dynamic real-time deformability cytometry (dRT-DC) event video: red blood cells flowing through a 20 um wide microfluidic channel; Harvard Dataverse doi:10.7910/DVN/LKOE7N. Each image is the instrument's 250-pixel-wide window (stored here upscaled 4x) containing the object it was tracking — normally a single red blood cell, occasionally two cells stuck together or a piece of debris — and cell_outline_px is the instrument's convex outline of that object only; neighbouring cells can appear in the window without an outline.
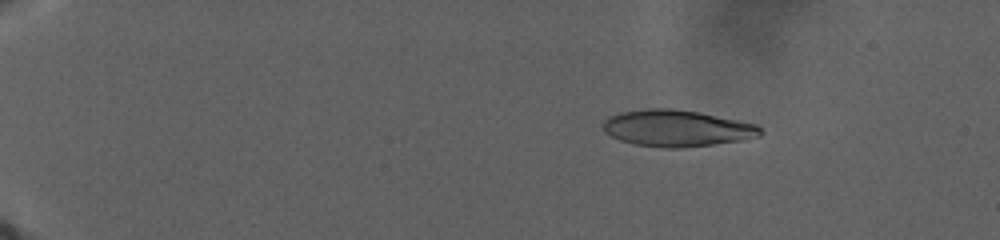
{"species": "human", "species_latin": "Homo sapiens", "temperature_condition": "warm", "stored_images_in_passage": 51, "camera_frame_rate_fps": 3000, "um_per_image_px": 0.085, "donor": {"sex": "male"}, "frame": {"image": 1, "passage_image": 9, "time_ms": 6.667, "image_size_px": [1000, 240], "cell_outline_px": [[764, 132], [760, 136], [740, 140], [712, 144], [680, 148], [664, 148], [636, 144], [620, 140], [604, 132], [604, 120], [608, 116], [620, 112], [648, 108], [672, 108], [696, 112], [740, 120], [756, 124]], "centroid_in_image_um": [57.53, 10.89], "position_along_channel_um": 27.5, "area_um2": 33.35}}
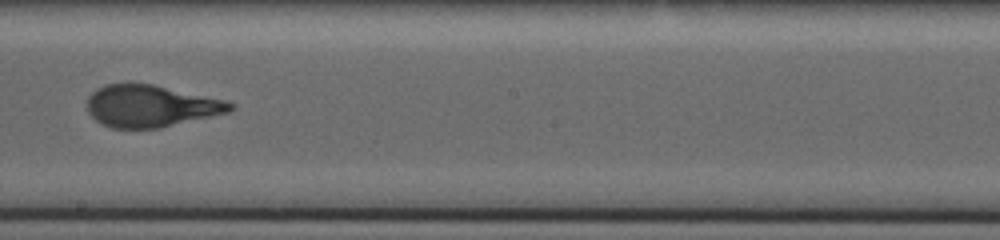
{"frame": {"image": 2, "passage_image": 32, "time_ms": 24.667, "image_size_px": [1000, 240], "cell_outline_px": [[236, 108], [228, 112], [160, 128], [112, 128], [96, 120], [88, 112], [88, 96], [96, 88], [104, 84], [152, 84], [228, 100], [236, 104]], "centroid_in_image_um": [12.85, 9.01], "position_along_channel_um": 235.4, "area_um2": 34.91}}
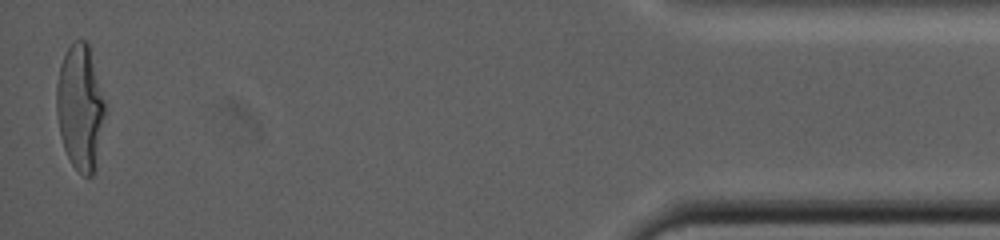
{"frame": {"image": 3, "passage_image": 51, "time_ms": 38.333, "image_size_px": [1000, 240], "cell_outline_px": [[104, 116], [92, 176], [84, 176], [72, 164], [64, 148], [60, 136], [56, 112], [56, 84], [60, 64], [72, 40], [84, 40], [88, 44], [104, 100]], "centroid_in_image_um": [6.77, 9.07], "position_along_channel_um": 428.4, "area_um2": 34.62}}